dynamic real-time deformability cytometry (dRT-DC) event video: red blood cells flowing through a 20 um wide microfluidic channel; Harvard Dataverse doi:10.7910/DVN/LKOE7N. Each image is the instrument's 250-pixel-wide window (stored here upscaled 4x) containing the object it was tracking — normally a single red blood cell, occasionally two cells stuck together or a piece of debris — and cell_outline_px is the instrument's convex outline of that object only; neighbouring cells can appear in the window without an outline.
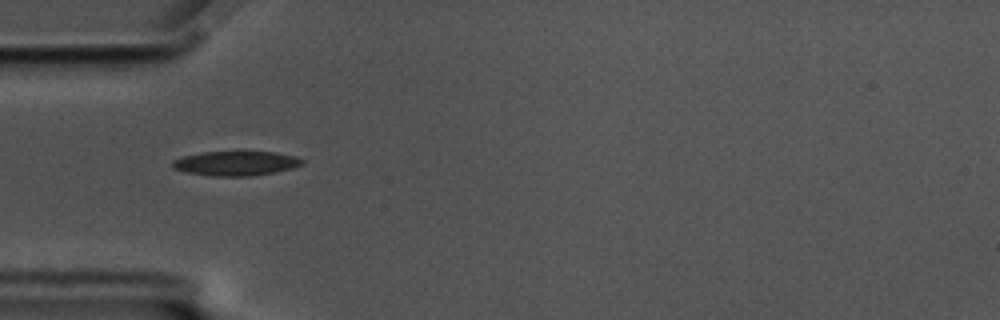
{"species": "common noctule bat (a hibernating species)", "species_latin": "Nyctalus noctula", "temperature_condition": "cold", "stored_images_in_passage": 42, "camera_frame_rate_fps": 3000, "um_per_image_px": 0.085, "animal": {"sex": "male", "body_mass_g": 17.5, "forearm_length_mm": 52.3}, "frame": {"image": 1, "passage_image": 2, "time_ms": 0.333, "image_size_px": [1000, 320], "cell_outline_px": [[304, 164], [292, 168], [252, 176], [212, 176], [184, 172], [172, 168], [172, 160], [184, 156], [200, 152], [276, 152], [296, 156], [304, 160]], "centroid_in_image_um": [20.03, 13.88], "position_along_channel_um": 65.0, "area_um2": 18.55}}
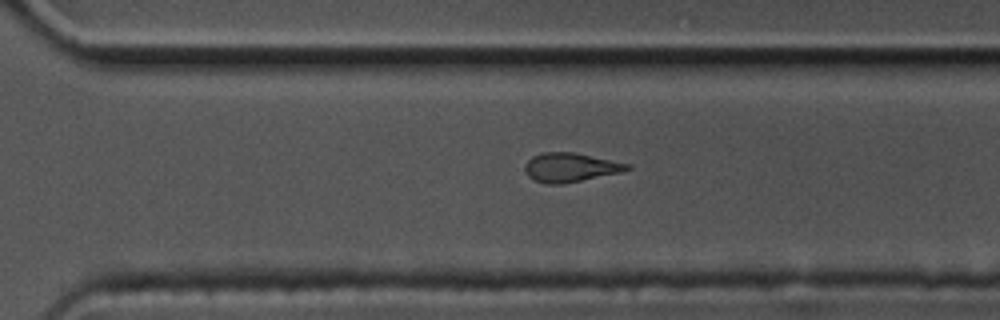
{"frame": {"image": 2, "passage_image": 24, "time_ms": 7.667, "image_size_px": [1000, 320], "cell_outline_px": [[632, 168], [620, 172], [560, 184], [544, 184], [528, 176], [524, 168], [524, 164], [532, 156], [544, 152], [576, 152], [632, 164]], "centroid_in_image_um": [48.48, 14.21], "position_along_channel_um": 322.1, "area_um2": 17.28}}
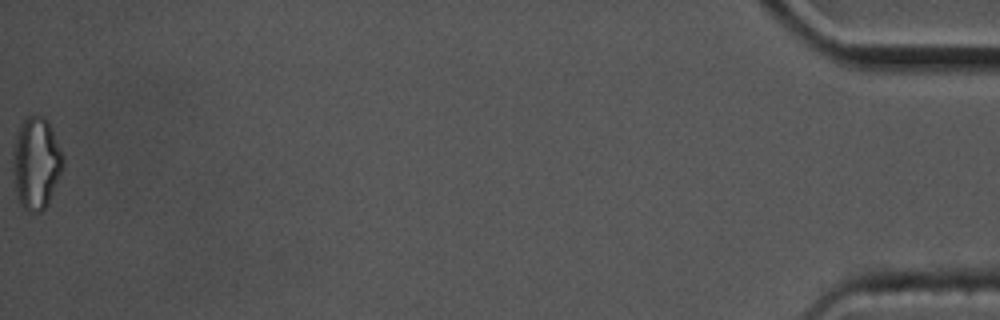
{"frame": {"image": 3, "passage_image": 42, "time_ms": 13.667, "image_size_px": [1000, 320], "cell_outline_px": [[64, 168], [48, 204], [40, 212], [28, 212], [20, 204], [16, 196], [12, 172], [12, 152], [16, 136], [20, 124], [32, 112], [44, 116], [48, 120], [52, 128], [64, 156]], "centroid_in_image_um": [3.07, 13.85], "position_along_channel_um": 432.1, "area_um2": 27.69}, "authors_computed_cell_mechanics": {"area_um2": 18.1203, "velocity_mm_per_s": 3.5191, "shape_relaxation_time_tau1_ms": 8.5058, "shape_relaxation_time_tau2_ms": 4.3919, "deformation_change_tau1": 0.1866, "deformation_change_tau2": 0.1346}}